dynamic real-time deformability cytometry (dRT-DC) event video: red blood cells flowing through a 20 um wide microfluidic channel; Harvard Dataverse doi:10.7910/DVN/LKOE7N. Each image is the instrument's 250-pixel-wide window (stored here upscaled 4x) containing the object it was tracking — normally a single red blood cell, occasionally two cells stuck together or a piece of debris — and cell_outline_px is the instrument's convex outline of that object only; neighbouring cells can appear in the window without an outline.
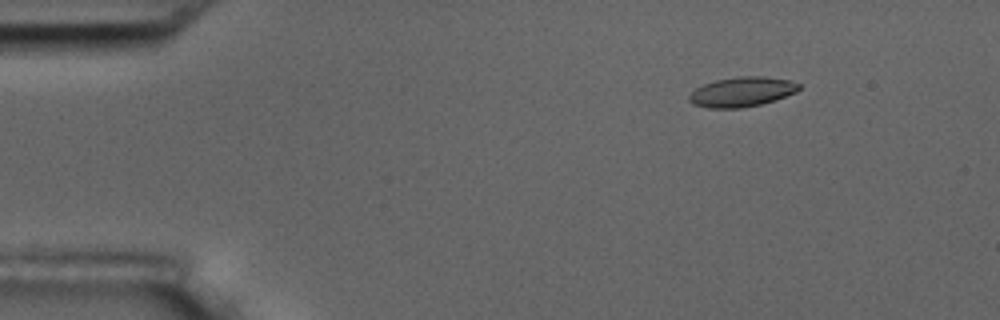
{"species": "common noctule bat (a hibernating species)", "species_latin": "Nyctalus noctula", "temperature_condition": "room temperature", "stored_images_in_passage": 52, "camera_frame_rate_fps": 3000, "um_per_image_px": 0.085, "animal": {"sex": "male", "body_mass_g": 17.5, "forearm_length_mm": 52.3}, "frame": {"image": 1, "passage_image": 3, "time_ms": 0.667, "image_size_px": [1000, 320], "cell_outline_px": [[800, 88], [796, 92], [760, 104], [740, 108], [708, 108], [692, 104], [688, 100], [688, 96], [696, 88], [704, 84], [716, 80], [740, 76], [764, 76], [788, 80], [800, 84]], "centroid_in_image_um": [63.02, 7.8], "position_along_channel_um": 22.0, "area_um2": 18.84}}
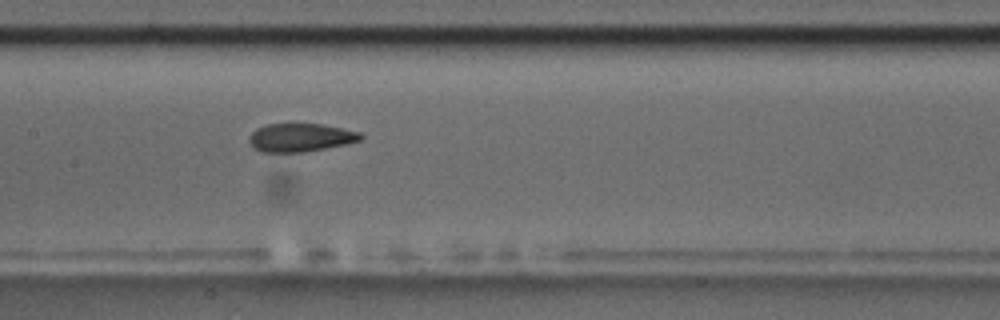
{"frame": {"image": 2, "passage_image": 23, "time_ms": 7.333, "image_size_px": [1000, 320], "cell_outline_px": [[364, 136], [360, 140], [348, 144], [304, 152], [260, 152], [252, 148], [248, 140], [248, 136], [256, 128], [268, 124], [324, 124], [360, 132]], "centroid_in_image_um": [25.52, 11.7], "position_along_channel_um": 181.9, "area_um2": 18.61}}
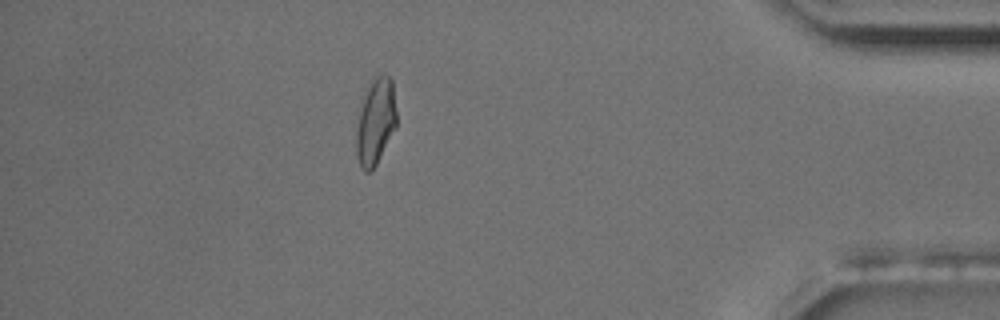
{"frame": {"image": 3, "passage_image": 45, "time_ms": 14.667, "image_size_px": [1000, 320], "cell_outline_px": [[396, 128], [372, 172], [364, 172], [356, 156], [356, 128], [364, 92], [368, 80], [376, 72], [392, 76], [396, 112]], "centroid_in_image_um": [31.92, 10.26], "position_along_channel_um": 403.3, "area_um2": 20.92}, "authors_computed_cell_mechanics": {"area_um2": 19.2763, "velocity_mm_per_s": 3.606, "shape_relaxation_time_tau1_ms": 5.5371, "shape_relaxation_time_tau2_ms": 2.1986, "deformation_change_tau1": 0.1665, "deformation_change_tau2": 0.0942}}